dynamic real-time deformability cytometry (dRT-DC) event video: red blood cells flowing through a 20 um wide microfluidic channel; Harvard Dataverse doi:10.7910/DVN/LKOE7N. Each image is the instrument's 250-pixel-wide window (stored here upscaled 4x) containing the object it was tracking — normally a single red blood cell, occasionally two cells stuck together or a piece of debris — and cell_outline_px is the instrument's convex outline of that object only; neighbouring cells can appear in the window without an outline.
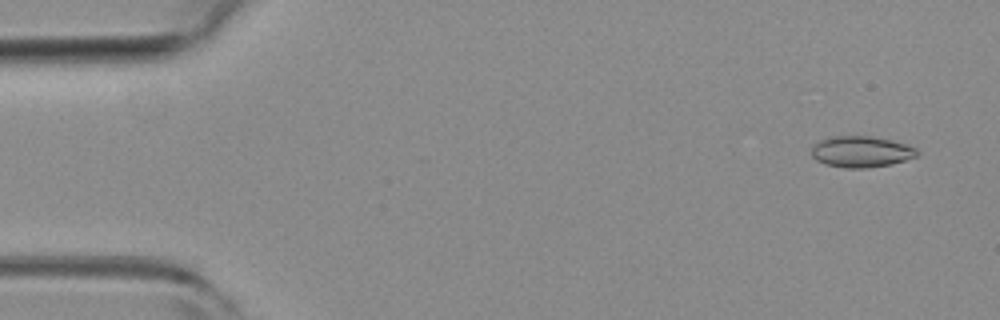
{"species": "common noctule bat (a hibernating species)", "species_latin": "Nyctalus noctula", "temperature_condition": "room temperature", "stored_images_in_passage": 5, "camera_frame_rate_fps": 3000, "um_per_image_px": 0.085, "animal": {"sex": "female", "body_mass_g": 19.3, "forearm_length_mm": 54.1}, "frame": {"image": 1, "passage_image": 1, "time_ms": 0.0, "image_size_px": [1000, 320], "cell_outline_px": [[920, 152], [916, 156], [892, 164], [868, 168], [844, 168], [824, 164], [816, 160], [812, 156], [812, 144], [820, 140], [836, 136], [872, 136], [892, 140], [908, 144], [916, 148]], "centroid_in_image_um": [73.21, 12.89], "position_along_channel_um": 11.8, "area_um2": 19.36}}
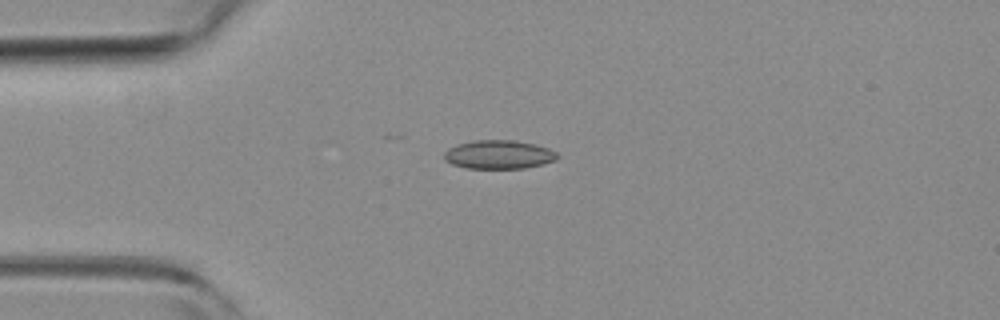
{"frame": {"image": 2, "passage_image": 4, "time_ms": 1.0, "image_size_px": [1000, 320], "cell_outline_px": [[560, 156], [556, 160], [524, 168], [468, 168], [452, 164], [444, 160], [444, 152], [448, 148], [456, 144], [472, 140], [516, 140], [536, 144], [548, 148], [556, 152]], "centroid_in_image_um": [42.38, 13.12], "position_along_channel_um": 42.6, "area_um2": 19.02}}
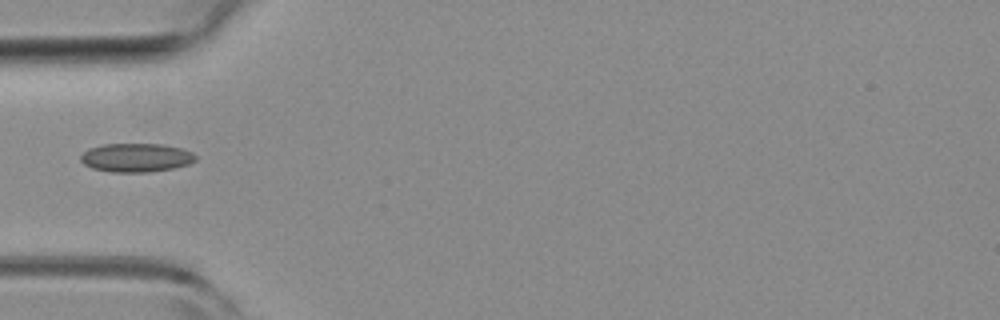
{"frame": {"image": 3, "passage_image": 5, "time_ms": 1.333, "image_size_px": [1000, 320], "cell_outline_px": [[196, 160], [188, 164], [172, 168], [148, 172], [112, 172], [92, 168], [84, 164], [80, 160], [80, 156], [88, 148], [100, 144], [164, 144], [180, 148], [192, 152], [196, 156]], "centroid_in_image_um": [11.55, 13.39], "position_along_channel_um": 73.5, "area_um2": 19.25}}